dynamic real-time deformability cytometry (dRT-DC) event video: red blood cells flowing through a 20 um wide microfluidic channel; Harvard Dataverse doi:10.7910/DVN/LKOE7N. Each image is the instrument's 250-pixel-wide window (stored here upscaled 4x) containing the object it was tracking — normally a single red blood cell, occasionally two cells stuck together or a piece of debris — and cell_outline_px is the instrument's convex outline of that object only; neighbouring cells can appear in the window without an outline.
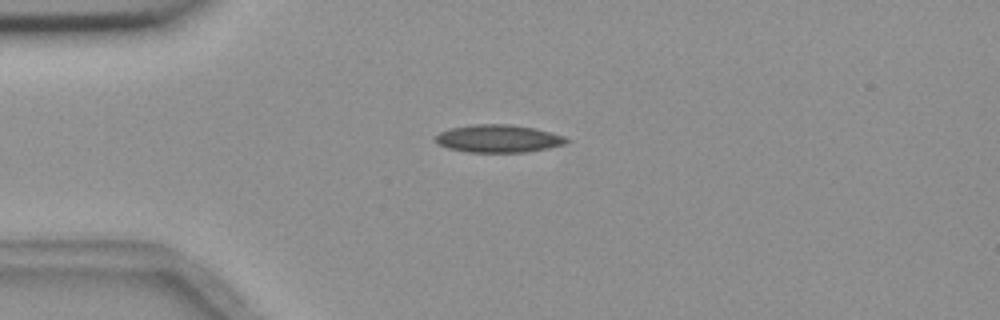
{"species": "common noctule bat (a hibernating species)", "species_latin": "Nyctalus noctula", "temperature_condition": "room temperature", "stored_images_in_passage": 8, "camera_frame_rate_fps": 3000, "um_per_image_px": 0.085, "animal": {"sex": "female", "body_mass_g": 18.4}, "frame": {"image": 1, "passage_image": 3, "time_ms": 2.333, "image_size_px": [1000, 320], "cell_outline_px": [[572, 140], [564, 144], [548, 148], [524, 152], [468, 152], [448, 148], [436, 144], [432, 140], [440, 132], [448, 128], [472, 124], [512, 124], [536, 128], [564, 136]], "centroid_in_image_um": [42.33, 11.77], "position_along_channel_um": 42.7, "area_um2": 21.44}}
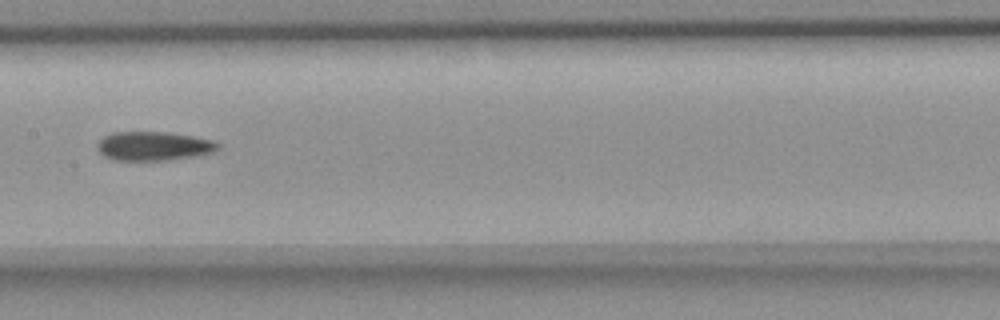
{"frame": {"image": 2, "passage_image": 7, "time_ms": 7.0, "image_size_px": [1000, 320], "cell_outline_px": [[220, 148], [216, 152], [192, 156], [164, 160], [116, 160], [104, 156], [96, 148], [96, 144], [104, 136], [112, 132], [168, 132], [192, 136], [212, 140], [220, 144]], "centroid_in_image_um": [13.06, 12.41], "position_along_channel_um": 194.3, "area_um2": 20.35}}
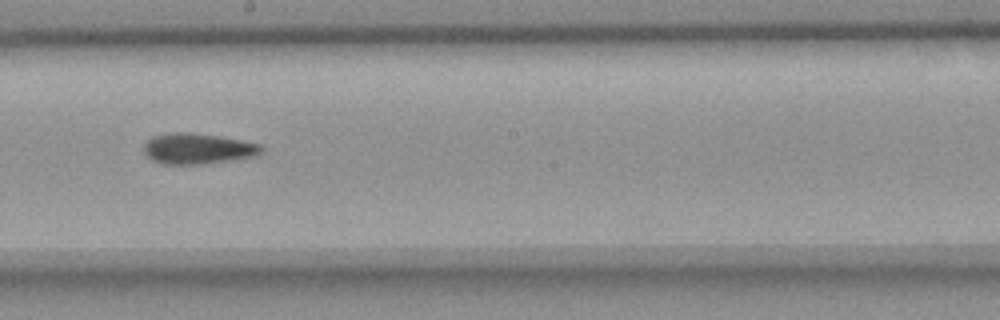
{"frame": {"image": 3, "passage_image": 8, "time_ms": 8.0, "image_size_px": [1000, 320], "cell_outline_px": [[264, 152], [256, 156], [236, 160], [200, 164], [160, 164], [152, 160], [144, 152], [144, 144], [152, 136], [172, 132], [184, 132], [220, 136], [260, 144], [264, 148]], "centroid_in_image_um": [16.84, 12.64], "position_along_channel_um": 231.4, "area_um2": 21.21}}